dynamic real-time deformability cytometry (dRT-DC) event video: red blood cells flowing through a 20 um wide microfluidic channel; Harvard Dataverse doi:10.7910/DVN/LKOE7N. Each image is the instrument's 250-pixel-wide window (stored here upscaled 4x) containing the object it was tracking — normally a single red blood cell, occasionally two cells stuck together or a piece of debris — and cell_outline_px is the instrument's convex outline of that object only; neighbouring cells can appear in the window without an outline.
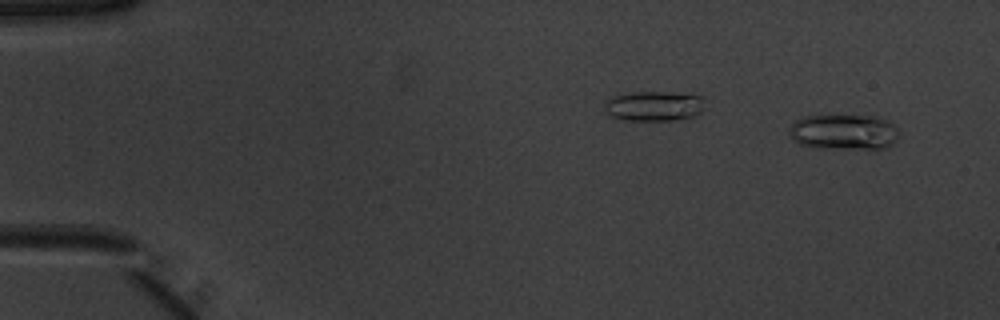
{"species": "common noctule bat (a hibernating species)", "species_latin": "Nyctalus noctula", "temperature_condition": "warm", "stored_images_in_passage": 51, "camera_frame_rate_fps": 3000, "um_per_image_px": 0.085, "animal": {"sex": "male", "body_mass_g": 20.1, "forearm_length_mm": 53.5}, "frame": {"image": 1, "passage_image": 4, "time_ms": 1.0, "image_size_px": [1000, 320], "cell_outline_px": [[900, 132], [896, 140], [888, 148], [816, 148], [800, 144], [792, 140], [788, 132], [792, 124], [796, 120], [804, 116], [872, 116], [888, 120]], "centroid_in_image_um": [71.72, 11.23], "position_along_channel_um": 13.3, "area_um2": 22.66}}
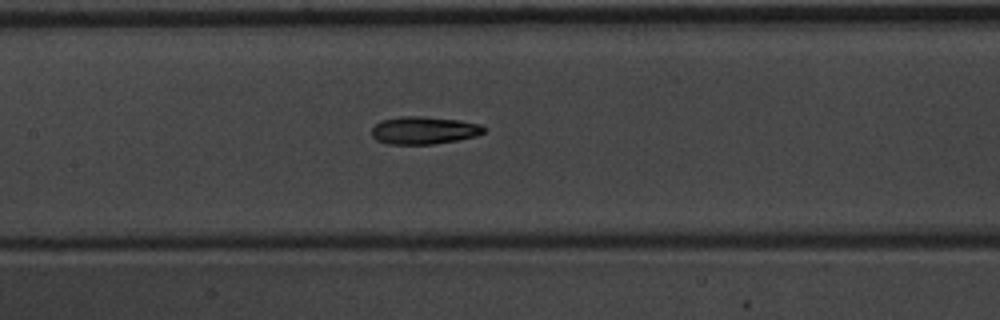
{"frame": {"image": 2, "passage_image": 26, "time_ms": 8.333, "image_size_px": [1000, 320], "cell_outline_px": [[488, 128], [484, 132], [476, 136], [456, 140], [432, 144], [388, 144], [376, 140], [372, 136], [372, 128], [380, 120], [400, 116], [420, 116], [460, 120], [480, 124]], "centroid_in_image_um": [36.03, 11.07], "position_along_channel_um": 171.4, "area_um2": 18.15}}
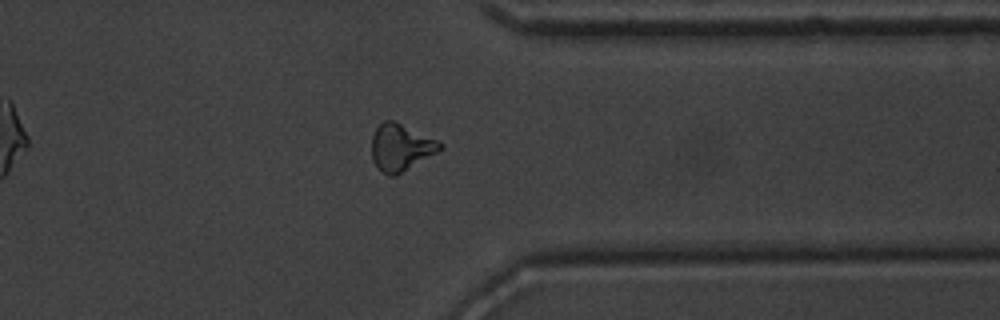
{"frame": {"image": 3, "passage_image": 42, "time_ms": 13.667, "image_size_px": [1000, 320], "cell_outline_px": [[444, 144], [436, 152], [396, 176], [388, 176], [380, 172], [376, 168], [372, 160], [372, 136], [376, 128], [384, 120], [396, 120]], "centroid_in_image_um": [34.01, 12.53], "position_along_channel_um": 377.4, "area_um2": 18.67}}